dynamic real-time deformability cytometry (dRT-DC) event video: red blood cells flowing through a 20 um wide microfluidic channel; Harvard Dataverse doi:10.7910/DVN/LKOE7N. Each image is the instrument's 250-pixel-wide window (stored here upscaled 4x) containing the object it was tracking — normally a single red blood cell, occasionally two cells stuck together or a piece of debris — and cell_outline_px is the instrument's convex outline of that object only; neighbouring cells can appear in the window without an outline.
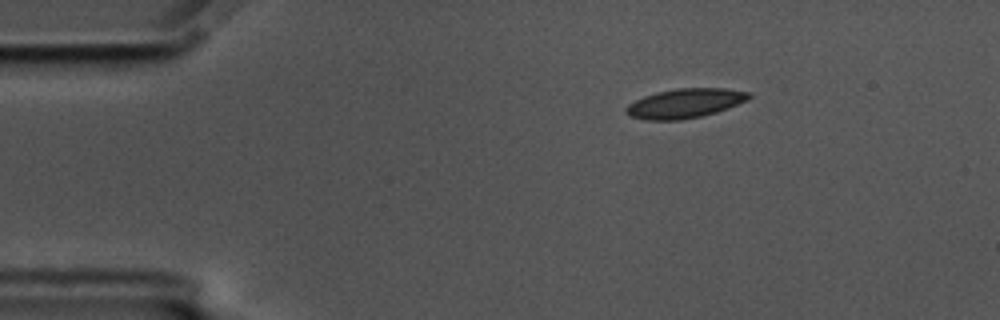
{"species": "common noctule bat (a hibernating species)", "species_latin": "Nyctalus noctula", "temperature_condition": "cold", "stored_images_in_passage": 50, "camera_frame_rate_fps": 3000, "um_per_image_px": 0.085, "animal": {"sex": "male", "body_mass_g": 17.5, "forearm_length_mm": 52.3}, "frame": {"image": 1, "passage_image": 1, "time_ms": 0.0, "image_size_px": [1000, 320], "cell_outline_px": [[752, 96], [748, 100], [728, 108], [716, 112], [700, 116], [680, 120], [648, 120], [628, 116], [624, 112], [624, 108], [628, 104], [644, 96], [656, 92], [676, 88], [728, 88], [752, 92]], "centroid_in_image_um": [58.23, 8.77], "position_along_channel_um": 26.8, "area_um2": 21.27}}
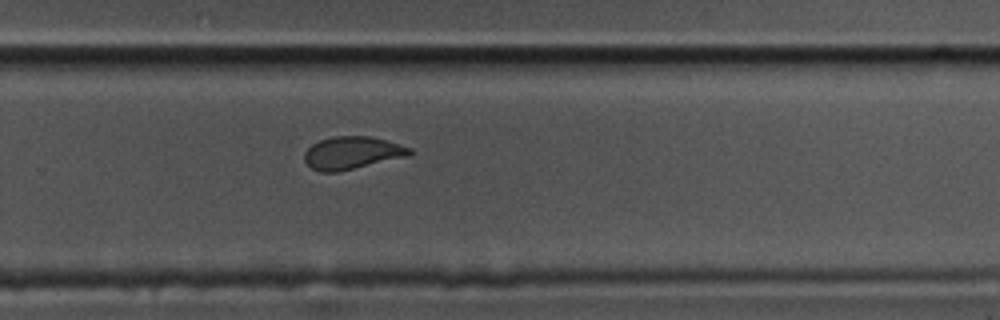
{"frame": {"image": 2, "passage_image": 30, "time_ms": 9.667, "image_size_px": [1000, 320], "cell_outline_px": [[412, 156], [336, 172], [320, 172], [312, 168], [304, 160], [304, 152], [312, 144], [320, 140], [336, 136], [372, 136], [400, 144], [412, 148]], "centroid_in_image_um": [29.97, 12.99], "position_along_channel_um": 299.8, "area_um2": 20.17}}
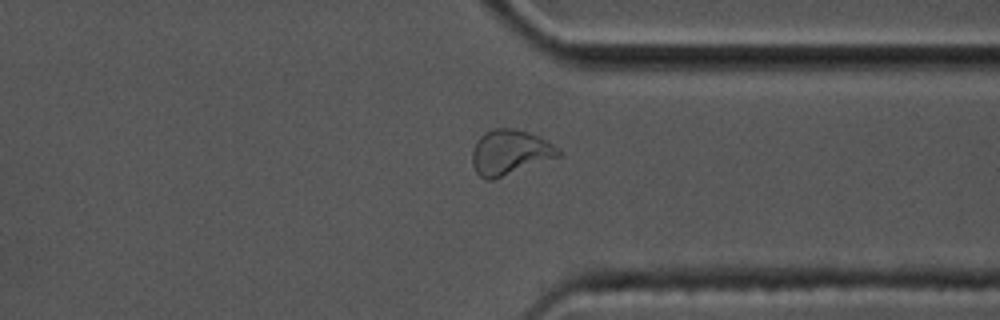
{"frame": {"image": 3, "passage_image": 36, "time_ms": 11.667, "image_size_px": [1000, 320], "cell_outline_px": [[564, 152], [560, 156], [492, 180], [488, 180], [480, 176], [476, 172], [472, 164], [472, 152], [476, 140], [484, 132], [496, 128], [512, 128], [528, 132], [552, 144]], "centroid_in_image_um": [43.32, 12.95], "position_along_channel_um": 368.1, "area_um2": 22.43}, "authors_computed_cell_mechanics": {"area_um2": 21.1548, "velocity_mm_per_s": 3.437, "shape_relaxation_time_tau1_ms": 6.8502, "shape_relaxation_time_tau2_ms": 1.3679, "deformation_change_tau1": 0.1603, "deformation_change_tau2": 0.0723}}